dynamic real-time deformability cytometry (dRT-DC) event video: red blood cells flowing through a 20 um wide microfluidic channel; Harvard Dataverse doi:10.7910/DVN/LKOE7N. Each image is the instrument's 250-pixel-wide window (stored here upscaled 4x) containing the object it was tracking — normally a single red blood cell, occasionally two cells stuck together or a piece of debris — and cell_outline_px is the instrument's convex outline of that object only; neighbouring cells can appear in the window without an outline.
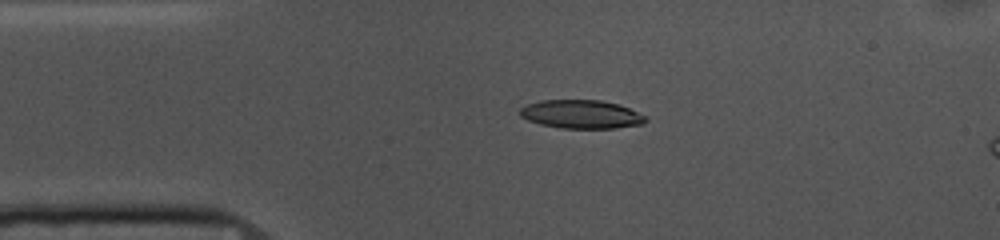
{"species": "common noctule bat (a hibernating species)", "species_latin": "Nyctalus noctula", "temperature_condition": "cold", "stored_images_in_passage": 15, "segment_of_instrument_passage": [2, 2], "camera_frame_rate_fps": 3000, "um_per_image_px": 0.085, "animal": {"sex": "female", "body_mass_g": 10.0, "forearm_length_mm": 53.1}, "frame": {"image": 1, "passage_image": 15, "time_ms": 4.667, "image_size_px": [1000, 240], "cell_outline_px": [[648, 120], [644, 124], [616, 128], [560, 128], [540, 124], [528, 120], [520, 116], [520, 108], [528, 104], [540, 100], [600, 100], [620, 104], [648, 116]], "centroid_in_image_um": [49.46, 9.71], "position_along_channel_um": 35.5, "area_um2": 21.1}}